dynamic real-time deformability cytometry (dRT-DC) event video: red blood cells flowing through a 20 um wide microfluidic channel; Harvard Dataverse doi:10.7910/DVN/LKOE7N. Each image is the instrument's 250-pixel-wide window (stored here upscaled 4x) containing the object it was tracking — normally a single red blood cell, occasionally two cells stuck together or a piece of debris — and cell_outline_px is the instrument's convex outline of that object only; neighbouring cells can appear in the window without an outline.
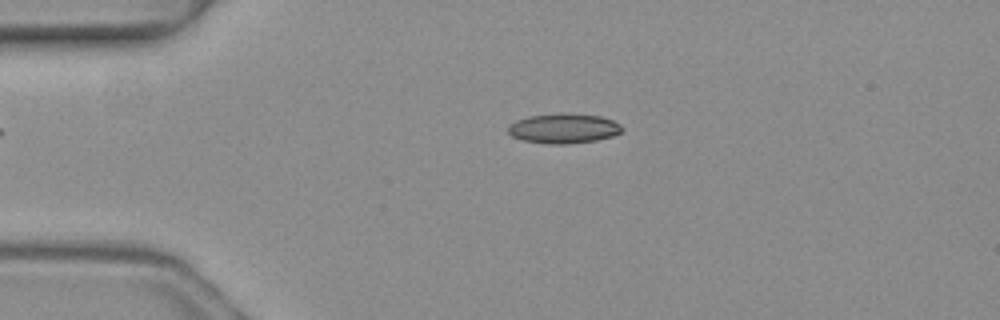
{"species": "common noctule bat (a hibernating species)", "species_latin": "Nyctalus noctula", "temperature_condition": "warm", "stored_images_in_passage": 4, "camera_frame_rate_fps": 3000, "um_per_image_px": 0.085, "animal": {"sex": "female", "body_mass_g": 19.3, "forearm_length_mm": 54.1}, "frame": {"image": 1, "passage_image": 3, "time_ms": 0.667, "image_size_px": [1000, 320], "cell_outline_px": [[624, 128], [620, 132], [612, 136], [596, 140], [568, 144], [548, 144], [524, 140], [512, 136], [508, 132], [508, 128], [516, 120], [528, 116], [560, 112], [600, 116], [612, 120], [620, 124]], "centroid_in_image_um": [47.92, 10.9], "position_along_channel_um": 37.1, "area_um2": 19.83}}